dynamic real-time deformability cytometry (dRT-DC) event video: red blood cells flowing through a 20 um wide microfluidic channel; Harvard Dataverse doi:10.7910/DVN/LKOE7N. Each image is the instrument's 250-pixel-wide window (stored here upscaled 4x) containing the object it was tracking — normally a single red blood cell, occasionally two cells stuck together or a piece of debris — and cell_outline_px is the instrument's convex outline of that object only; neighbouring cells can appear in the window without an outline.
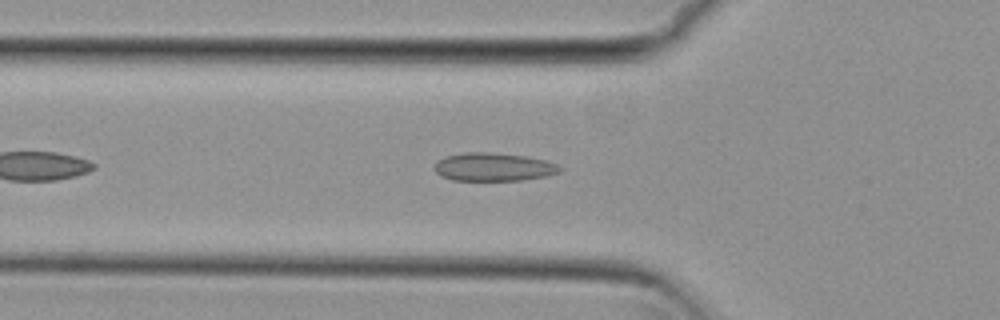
{"species": "common noctule bat (a hibernating species)", "species_latin": "Nyctalus noctula", "temperature_condition": "cold", "stored_images_in_passage": 38, "camera_frame_rate_fps": 3000, "um_per_image_px": 0.085, "animal": {"sex": "female", "body_mass_g": 29.2, "forearm_length_mm": 56.3}, "frame": {"image": 1, "passage_image": 7, "time_ms": 2.0, "image_size_px": [1000, 320], "cell_outline_px": [[564, 168], [560, 172], [548, 176], [520, 180], [452, 180], [440, 176], [436, 172], [436, 164], [440, 160], [448, 156], [464, 152], [488, 152], [524, 156], [544, 160], [556, 164]], "centroid_in_image_um": [41.99, 14.2], "position_along_channel_um": 83.8, "area_um2": 20.4}}
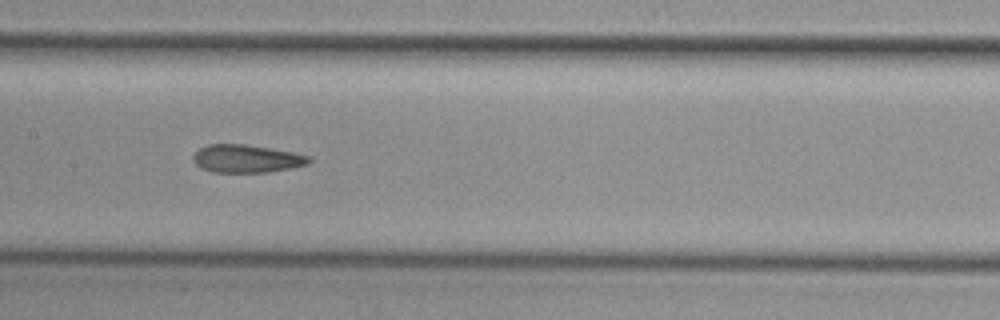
{"frame": {"image": 2, "passage_image": 15, "time_ms": 4.667, "image_size_px": [1000, 320], "cell_outline_px": [[312, 160], [308, 164], [268, 172], [212, 172], [200, 168], [196, 164], [192, 156], [200, 148], [208, 144], [244, 144], [292, 152], [312, 156]], "centroid_in_image_um": [20.95, 13.48], "position_along_channel_um": 186.4, "area_um2": 18.73}}
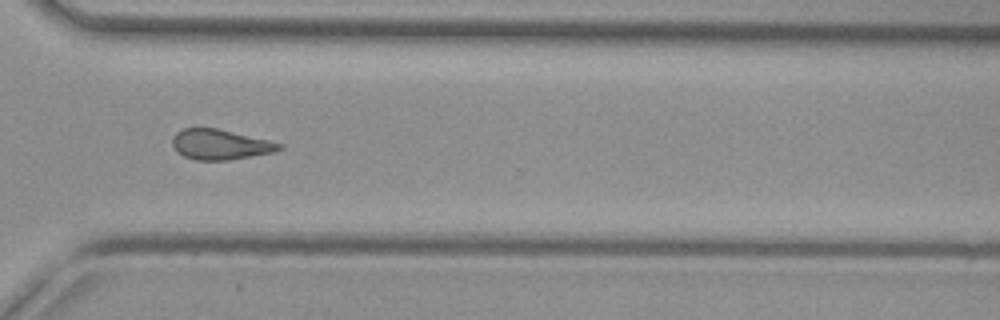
{"frame": {"image": 3, "passage_image": 28, "time_ms": 9.0, "image_size_px": [1000, 320], "cell_outline_px": [[284, 148], [272, 152], [228, 160], [196, 160], [184, 156], [176, 152], [172, 144], [172, 136], [176, 132], [184, 128], [216, 128], [268, 140], [284, 144]], "centroid_in_image_um": [18.69, 12.28], "position_along_channel_um": 351.9, "area_um2": 18.73}, "authors_computed_cell_mechanics": {"area_um2": 19.1607, "velocity_mm_per_s": 3.8198, "shape_relaxation_time_tau1_ms": null, "shape_relaxation_time_tau2_ms": 2.9519, "deformation_change_tau1": null, "deformation_change_tau2": 0.1095}}